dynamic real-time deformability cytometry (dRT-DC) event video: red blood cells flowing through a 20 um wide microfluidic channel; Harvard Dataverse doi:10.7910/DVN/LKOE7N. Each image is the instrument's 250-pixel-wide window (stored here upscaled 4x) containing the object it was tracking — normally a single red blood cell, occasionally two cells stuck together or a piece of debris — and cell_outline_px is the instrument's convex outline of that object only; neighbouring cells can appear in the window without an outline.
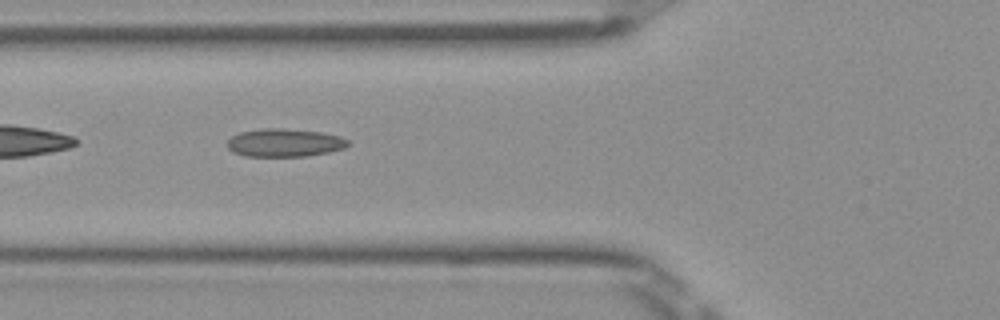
{"species": "Egyptian fruit bat (a non-hibernating species)", "species_latin": "Rousettus aegyptiacus", "temperature_condition": "room temperature", "stored_images_in_passage": 36, "camera_frame_rate_fps": 3000, "um_per_image_px": 0.085, "frame": {"image": 1, "passage_image": 4, "time_ms": 1.0, "image_size_px": [1000, 320], "cell_outline_px": [[348, 144], [344, 148], [328, 152], [304, 156], [244, 156], [232, 152], [228, 148], [228, 140], [232, 136], [240, 132], [260, 128], [280, 128], [320, 132], [340, 136], [348, 140]], "centroid_in_image_um": [24.15, 12.13], "position_along_channel_um": 101.7, "area_um2": 19.65}}
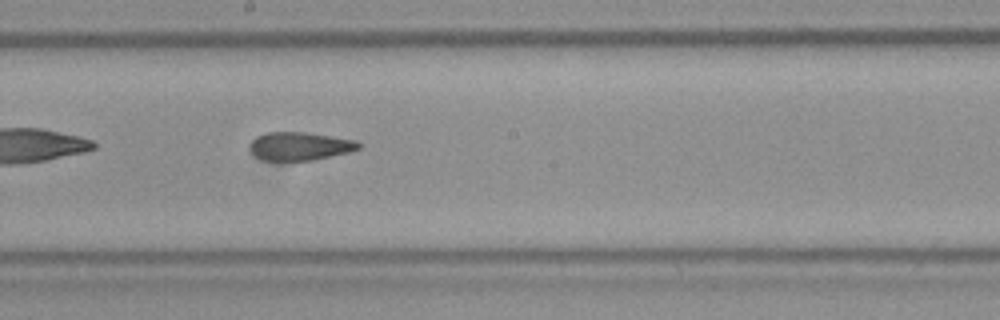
{"frame": {"image": 2, "passage_image": 13, "time_ms": 4.0, "image_size_px": [1000, 320], "cell_outline_px": [[360, 148], [348, 152], [312, 160], [260, 160], [252, 152], [252, 140], [256, 136], [268, 132], [304, 132], [356, 140], [360, 144]], "centroid_in_image_um": [25.49, 12.42], "position_along_channel_um": 222.7, "area_um2": 17.57}}
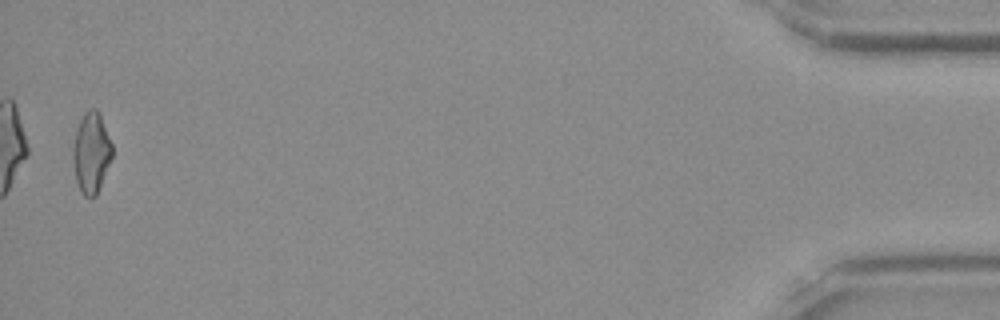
{"frame": {"image": 3, "passage_image": 35, "time_ms": 11.333, "image_size_px": [1000, 320], "cell_outline_px": [[112, 156], [96, 196], [84, 196], [80, 192], [76, 180], [72, 160], [72, 148], [76, 132], [80, 120], [84, 112], [88, 108], [96, 108], [100, 112], [112, 144]], "centroid_in_image_um": [7.75, 12.95], "position_along_channel_um": 427.5, "area_um2": 18.5}, "authors_computed_cell_mechanics": {"area_um2": 18.4093, "velocity_mm_per_s": 4.0114, "shape_relaxation_time_tau1_ms": null, "shape_relaxation_time_tau2_ms": 2.2354, "deformation_change_tau1": null, "deformation_change_tau2": 0.1005}}